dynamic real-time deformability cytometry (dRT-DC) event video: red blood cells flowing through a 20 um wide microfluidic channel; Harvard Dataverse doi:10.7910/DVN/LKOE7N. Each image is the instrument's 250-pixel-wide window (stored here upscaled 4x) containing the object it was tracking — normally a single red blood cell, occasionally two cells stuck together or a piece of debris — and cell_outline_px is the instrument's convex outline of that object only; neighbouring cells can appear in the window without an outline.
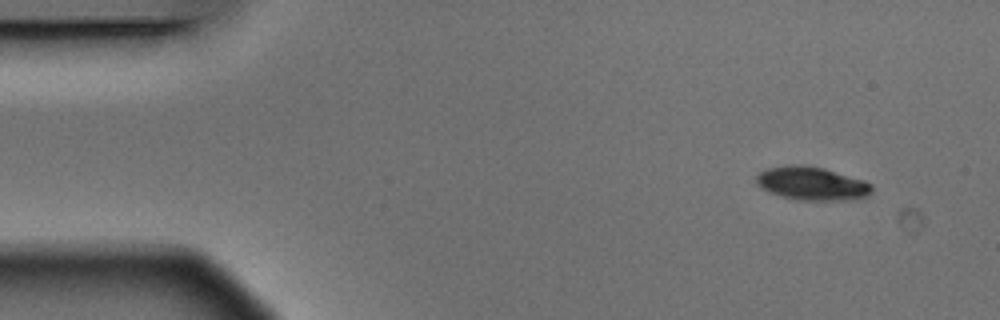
{"species": "Egyptian fruit bat (a non-hibernating species)", "species_latin": "Rousettus aegyptiacus", "temperature_condition": "warm", "stored_images_in_passage": 5, "segment_of_instrument_passage": [1, 2], "camera_frame_rate_fps": 3000, "um_per_image_px": 0.085, "animal": {"sex": "male"}, "frame": {"image": 1, "passage_image": 1, "time_ms": 0.0, "image_size_px": [1000, 320], "cell_outline_px": [[872, 192], [868, 196], [860, 200], [796, 200], [780, 196], [768, 192], [760, 188], [756, 184], [756, 176], [760, 172], [768, 168], [784, 164], [804, 164], [824, 168], [864, 180], [872, 184]], "centroid_in_image_um": [69.01, 15.6], "position_along_channel_um": 16.0, "area_um2": 23.06}}